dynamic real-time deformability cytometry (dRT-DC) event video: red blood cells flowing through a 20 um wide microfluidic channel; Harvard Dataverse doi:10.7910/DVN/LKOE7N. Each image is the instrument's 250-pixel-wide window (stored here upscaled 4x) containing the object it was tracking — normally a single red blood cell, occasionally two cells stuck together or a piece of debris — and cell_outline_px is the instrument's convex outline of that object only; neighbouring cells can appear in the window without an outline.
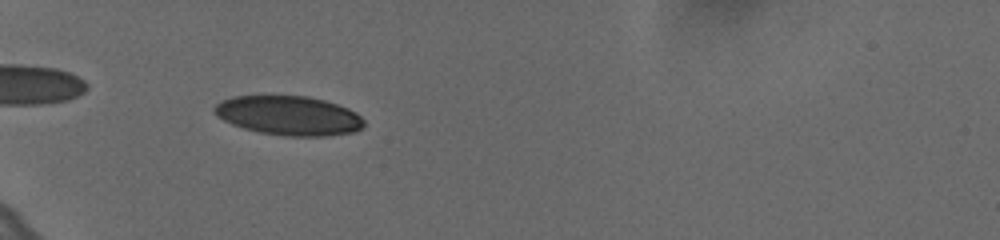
{"species": "human", "species_latin": "Homo sapiens", "temperature_condition": "cold", "stored_images_in_passage": 61, "camera_frame_rate_fps": 3000, "um_per_image_px": 0.085, "donor": {"sex": "female"}, "frame": {"image": 1, "passage_image": 23, "time_ms": 7.333, "image_size_px": [1000, 240], "cell_outline_px": [[364, 128], [356, 132], [324, 136], [288, 136], [260, 132], [244, 128], [232, 124], [216, 116], [212, 112], [212, 108], [216, 104], [232, 96], [308, 96], [324, 100], [348, 108], [356, 112], [364, 120]], "centroid_in_image_um": [24.56, 9.83], "position_along_channel_um": 60.4, "area_um2": 34.33}}
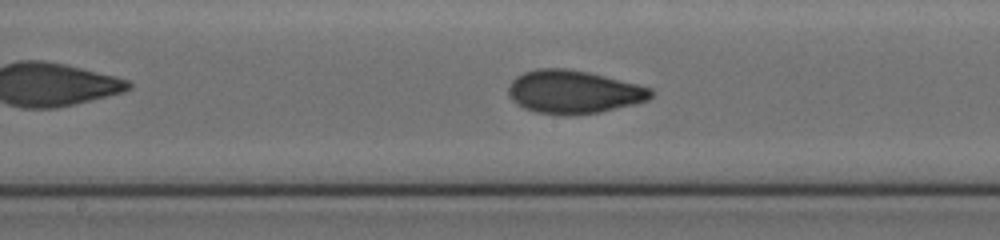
{"frame": {"image": 2, "passage_image": 36, "time_ms": 11.667, "image_size_px": [1000, 240], "cell_outline_px": [[656, 92], [648, 100], [636, 104], [600, 112], [576, 116], [560, 116], [536, 112], [524, 108], [516, 104], [508, 96], [508, 88], [512, 80], [516, 76], [524, 72], [536, 68], [568, 68], [588, 72], [652, 88]], "centroid_in_image_um": [48.75, 7.83], "position_along_channel_um": 199.5, "area_um2": 36.41}}
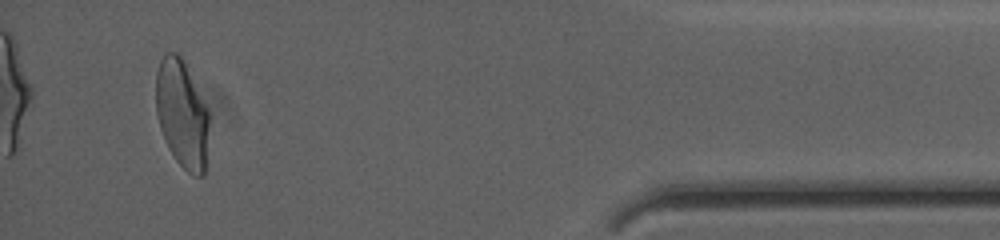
{"frame": {"image": 3, "passage_image": 58, "time_ms": 19.0, "image_size_px": [1000, 240], "cell_outline_px": [[208, 124], [204, 176], [192, 176], [176, 160], [168, 148], [164, 140], [156, 116], [156, 72], [160, 60], [168, 52], [176, 52], [180, 56], [208, 108]], "centroid_in_image_um": [15.44, 9.7], "position_along_channel_um": 419.8, "area_um2": 33.18}, "authors_computed_cell_mechanics": {"area_um2": 33.813, "velocity_mm_per_s": 3.6386, "shape_relaxation_time_tau1_ms": 6.917, "shape_relaxation_time_tau2_ms": 0.9484, "deformation_change_tau1": 0.1915, "deformation_change_tau2": 0.0586}}